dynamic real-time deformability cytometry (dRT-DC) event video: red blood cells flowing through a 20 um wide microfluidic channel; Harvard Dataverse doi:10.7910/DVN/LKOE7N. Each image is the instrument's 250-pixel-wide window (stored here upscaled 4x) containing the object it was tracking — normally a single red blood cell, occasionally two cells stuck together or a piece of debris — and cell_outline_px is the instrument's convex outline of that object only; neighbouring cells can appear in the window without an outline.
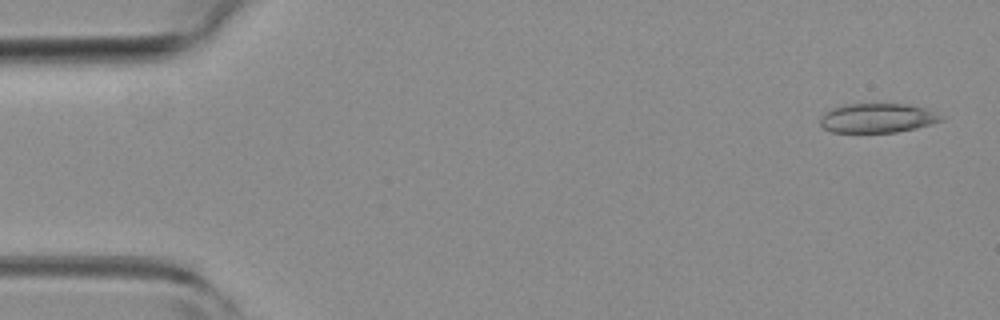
{"species": "common noctule bat (a hibernating species)", "species_latin": "Nyctalus noctula", "temperature_condition": "room temperature", "stored_images_in_passage": 6, "camera_frame_rate_fps": 3000, "um_per_image_px": 0.085, "animal": {"sex": "female", "body_mass_g": 19.3, "forearm_length_mm": 54.1}, "frame": {"image": 1, "passage_image": 1, "time_ms": 0.0, "image_size_px": [1000, 320], "cell_outline_px": [[944, 120], [916, 128], [896, 132], [832, 132], [824, 128], [820, 124], [820, 116], [832, 108], [844, 104], [908, 104], [928, 108], [944, 116]], "centroid_in_image_um": [74.61, 10.03], "position_along_channel_um": 10.4, "area_um2": 20.81}}
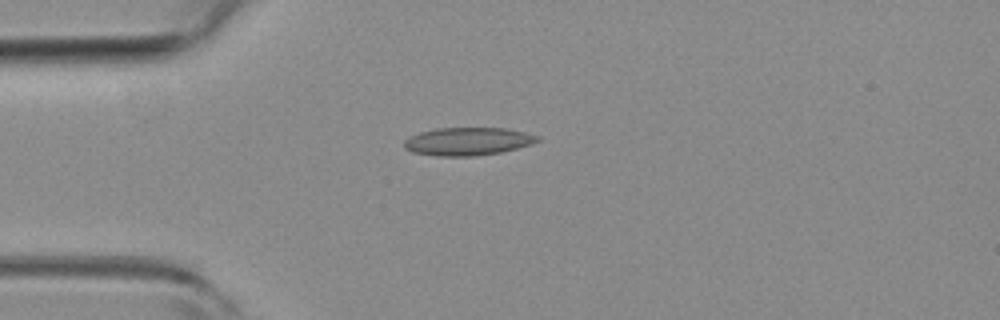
{"frame": {"image": 2, "passage_image": 4, "time_ms": 1.0, "image_size_px": [1000, 320], "cell_outline_px": [[544, 140], [532, 144], [500, 152], [476, 156], [436, 156], [412, 152], [404, 148], [404, 140], [420, 132], [436, 128], [504, 128], [524, 132], [540, 136]], "centroid_in_image_um": [39.79, 12.02], "position_along_channel_um": 45.2, "area_um2": 21.79}}
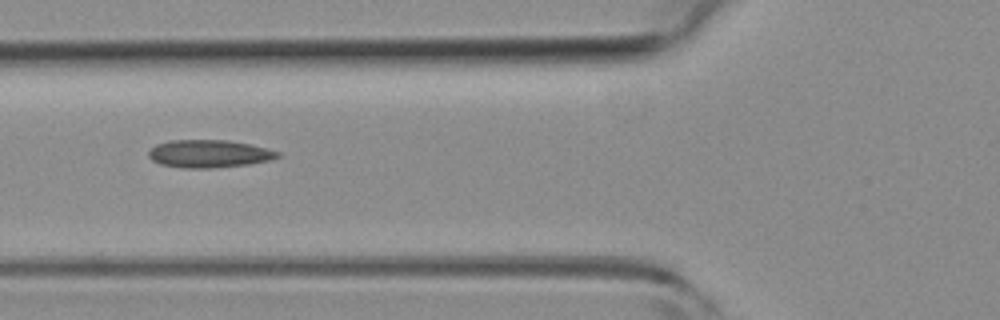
{"frame": {"image": 3, "passage_image": 6, "time_ms": 1.667, "image_size_px": [1000, 320], "cell_outline_px": [[280, 156], [272, 160], [248, 164], [212, 168], [184, 168], [160, 164], [152, 160], [148, 156], [148, 152], [156, 144], [168, 140], [228, 140], [248, 144], [280, 152]], "centroid_in_image_um": [17.75, 13.07], "position_along_channel_um": 108.1, "area_um2": 20.81}}